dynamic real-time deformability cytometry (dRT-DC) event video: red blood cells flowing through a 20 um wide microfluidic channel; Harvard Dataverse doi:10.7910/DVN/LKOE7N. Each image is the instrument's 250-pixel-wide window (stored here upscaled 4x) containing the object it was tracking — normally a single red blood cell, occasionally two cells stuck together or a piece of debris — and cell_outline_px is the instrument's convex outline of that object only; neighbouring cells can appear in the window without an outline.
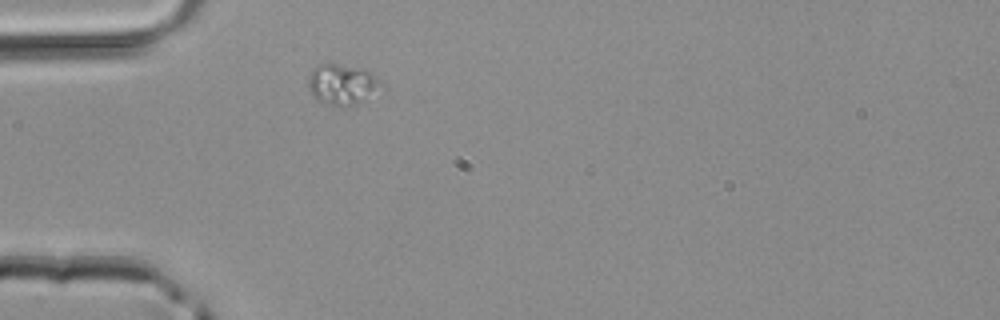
{"species": "common noctule bat (a hibernating species)", "species_latin": "Nyctalus noctula", "temperature_condition": "room temperature", "stored_images_in_passage": 1, "camera_frame_rate_fps": 3000, "um_per_image_px": 0.085, "animal": {"sex": "male", "body_mass_g": 20.4}, "frame": {"image": 1, "passage_image": 1, "time_ms": 0.0, "image_size_px": [1000, 320], "cell_outline_px": [[384, 88], [364, 100], [352, 104], [332, 104], [316, 100], [312, 96], [308, 88], [308, 80], [312, 68], [320, 64], [336, 64], [364, 68], [384, 84]], "centroid_in_image_um": [29.09, 7.14], "position_along_channel_um": 55.9, "area_um2": 17.05}}